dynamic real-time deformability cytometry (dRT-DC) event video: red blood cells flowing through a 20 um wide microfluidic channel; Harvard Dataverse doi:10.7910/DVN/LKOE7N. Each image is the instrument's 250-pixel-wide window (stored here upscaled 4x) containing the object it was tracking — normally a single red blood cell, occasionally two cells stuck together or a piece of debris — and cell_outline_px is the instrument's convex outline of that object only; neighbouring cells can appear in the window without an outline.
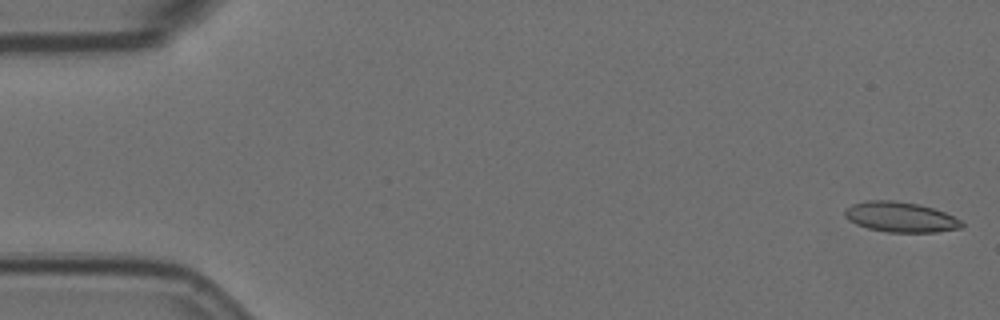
{"species": "Egyptian fruit bat (a non-hibernating species)", "species_latin": "Rousettus aegyptiacus", "temperature_condition": "room temperature", "stored_images_in_passage": 5, "segment_of_instrument_passage": [1, 2], "camera_frame_rate_fps": 3000, "um_per_image_px": 0.085, "animal": {"sex": "female"}, "frame": {"image": 1, "passage_image": 1, "time_ms": 0.0, "image_size_px": [1000, 320], "cell_outline_px": [[964, 224], [960, 228], [936, 232], [888, 232], [868, 228], [856, 224], [848, 220], [844, 216], [844, 212], [852, 204], [864, 200], [892, 200], [920, 204], [944, 212], [960, 220]], "centroid_in_image_um": [76.51, 18.44], "position_along_channel_um": 8.5, "area_um2": 20.52}}